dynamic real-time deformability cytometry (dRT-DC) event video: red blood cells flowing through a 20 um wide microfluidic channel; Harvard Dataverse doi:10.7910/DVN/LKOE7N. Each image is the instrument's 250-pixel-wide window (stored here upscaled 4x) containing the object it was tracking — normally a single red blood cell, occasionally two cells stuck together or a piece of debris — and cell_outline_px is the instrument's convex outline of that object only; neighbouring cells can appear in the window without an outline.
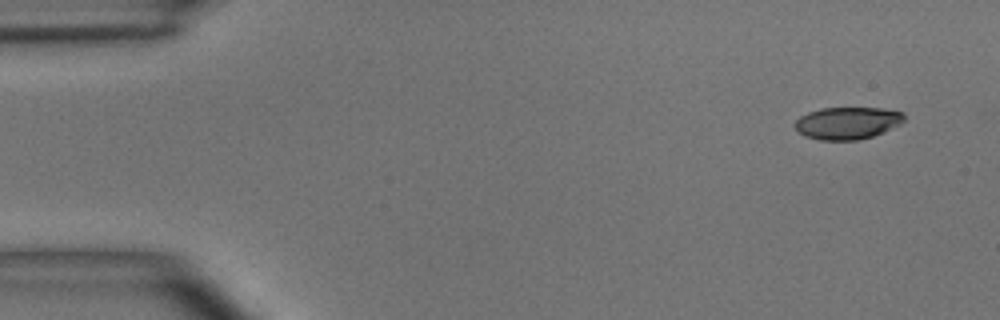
{"species": "common noctule bat (a hibernating species)", "species_latin": "Nyctalus noctula", "temperature_condition": "room temperature", "stored_images_in_passage": 4, "camera_frame_rate_fps": 3000, "um_per_image_px": 0.085, "animal": {"sex": "male", "body_mass_g": 15.6}, "frame": {"image": 1, "passage_image": 1, "time_ms": 0.0, "image_size_px": [1000, 320], "cell_outline_px": [[904, 120], [900, 124], [884, 132], [872, 136], [856, 140], [820, 140], [804, 136], [796, 128], [796, 120], [800, 116], [808, 112], [820, 108], [884, 108], [904, 112]], "centroid_in_image_um": [72.05, 10.45], "position_along_channel_um": 13.0, "area_um2": 20.52}}
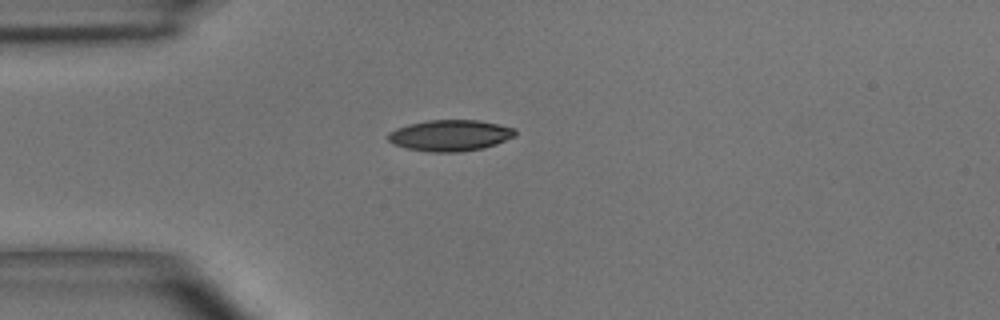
{"frame": {"image": 2, "passage_image": 4, "time_ms": 3.333, "image_size_px": [1000, 320], "cell_outline_px": [[516, 136], [496, 144], [484, 148], [456, 152], [432, 152], [404, 148], [392, 144], [388, 140], [388, 132], [396, 128], [408, 124], [428, 120], [480, 120], [516, 128]], "centroid_in_image_um": [38.26, 11.51], "position_along_channel_um": 46.7, "area_um2": 23.29}}